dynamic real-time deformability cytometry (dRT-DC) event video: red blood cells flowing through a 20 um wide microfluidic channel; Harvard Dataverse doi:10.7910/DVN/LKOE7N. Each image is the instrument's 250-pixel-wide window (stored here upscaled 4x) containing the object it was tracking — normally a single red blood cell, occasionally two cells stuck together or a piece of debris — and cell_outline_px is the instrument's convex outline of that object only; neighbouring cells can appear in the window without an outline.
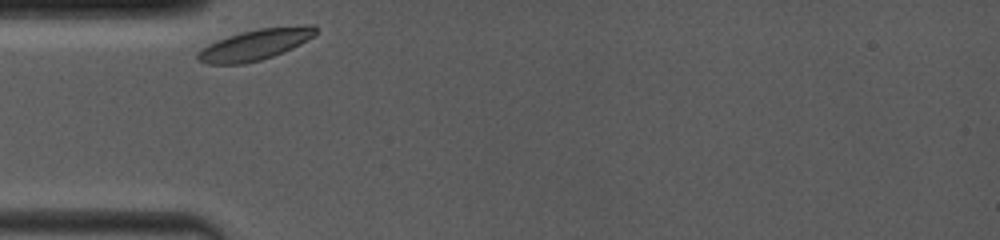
{"species": "common noctule bat (a hibernating species)", "species_latin": "Nyctalus noctula", "temperature_condition": "room temperature", "stored_images_in_passage": 19, "camera_frame_rate_fps": 4000, "um_per_image_px": 0.085, "animal": {"sex": "female", "body_mass_g": 19.0, "forearm_length_mm": 53.3}, "frame": {"image": 1, "passage_image": 1, "time_ms": 0.0, "image_size_px": [1000, 240], "cell_outline_px": [[316, 32], [312, 36], [300, 44], [292, 48], [272, 56], [260, 60], [244, 64], [208, 64], [196, 60], [196, 52], [208, 44], [228, 36], [260, 28], [304, 24], [312, 24], [316, 28]], "centroid_in_image_um": [21.66, 3.79], "position_along_channel_um": 63.3, "area_um2": 21.1}}
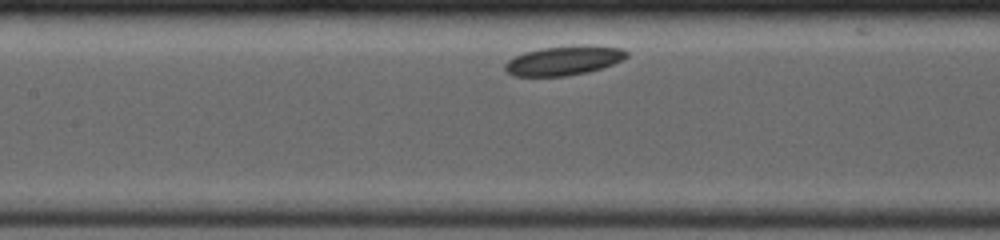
{"frame": {"image": 2, "passage_image": 9, "time_ms": 2.75, "image_size_px": [1000, 240], "cell_outline_px": [[628, 56], [624, 60], [604, 68], [588, 72], [568, 76], [516, 76], [508, 72], [504, 68], [504, 64], [508, 60], [524, 52], [540, 48], [576, 44], [592, 44], [620, 48], [628, 52]], "centroid_in_image_um": [47.99, 5.13], "position_along_channel_um": 159.4, "area_um2": 21.27}}
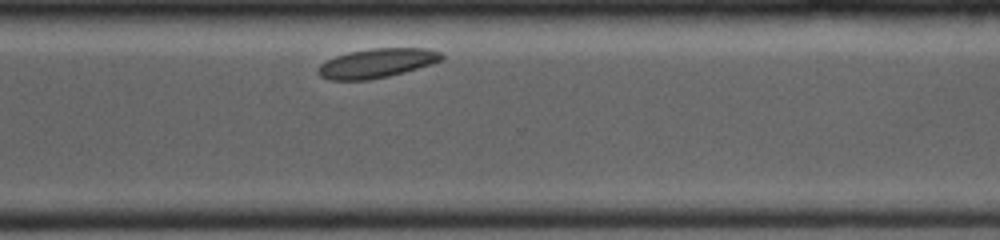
{"frame": {"image": 3, "passage_image": 19, "time_ms": 7.75, "image_size_px": [1000, 240], "cell_outline_px": [[444, 60], [432, 64], [404, 72], [388, 76], [368, 80], [328, 80], [320, 76], [316, 72], [316, 68], [320, 64], [336, 56], [348, 52], [372, 48], [428, 48], [440, 52], [444, 56]], "centroid_in_image_um": [32.03, 5.37], "position_along_channel_um": 338.6, "area_um2": 21.21}}